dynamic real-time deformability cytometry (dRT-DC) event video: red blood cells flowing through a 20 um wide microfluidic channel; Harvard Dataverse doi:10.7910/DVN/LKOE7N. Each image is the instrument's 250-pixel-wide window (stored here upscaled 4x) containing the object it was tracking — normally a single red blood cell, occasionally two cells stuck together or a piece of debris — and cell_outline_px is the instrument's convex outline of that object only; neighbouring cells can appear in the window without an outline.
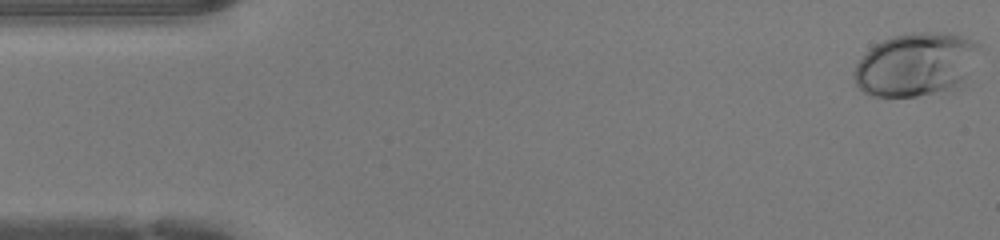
{"species": "human", "species_latin": "Homo sapiens", "temperature_condition": "warm", "stored_images_in_passage": 47, "camera_frame_rate_fps": 3000, "um_per_image_px": 0.085, "donor": {"sex": "female"}, "frame": {"image": 1, "passage_image": 1, "time_ms": 0.0, "image_size_px": [1000, 240], "cell_outline_px": [[980, 48], [960, 84], [932, 92], [916, 96], [872, 96], [864, 92], [856, 84], [852, 76], [856, 64], [876, 44], [892, 36], [912, 32], [944, 32], [960, 36], [980, 44]], "centroid_in_image_um": [77.78, 5.45], "position_along_channel_um": 7.2, "area_um2": 45.08}}
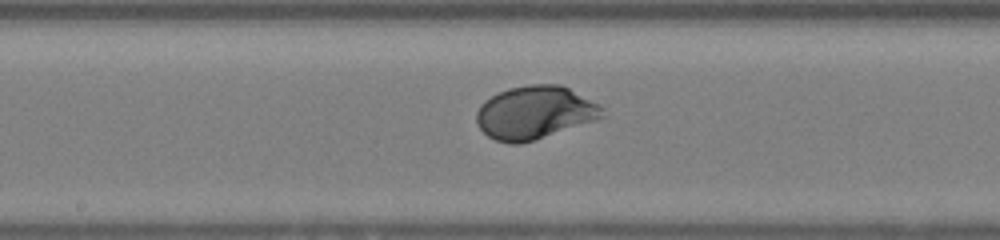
{"frame": {"image": 2, "passage_image": 24, "time_ms": 7.667, "image_size_px": [1000, 240], "cell_outline_px": [[608, 116], [596, 120], [520, 144], [512, 144], [496, 140], [488, 136], [476, 124], [476, 112], [480, 104], [484, 100], [500, 92], [512, 88], [528, 84], [560, 84], [600, 104], [604, 108]], "centroid_in_image_um": [45.48, 9.56], "position_along_channel_um": 202.7, "area_um2": 38.9}}
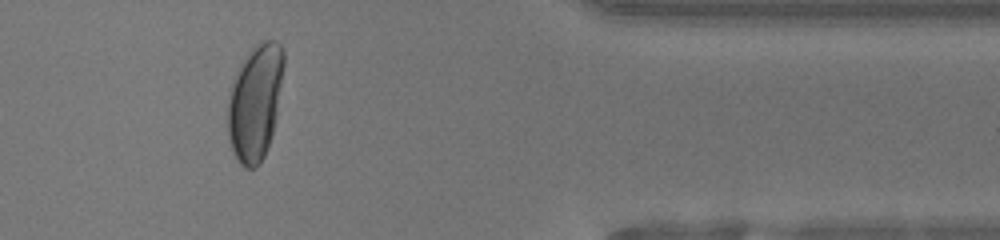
{"frame": {"image": 3, "passage_image": 39, "time_ms": 12.667, "image_size_px": [1000, 240], "cell_outline_px": [[284, 64], [276, 116], [272, 132], [264, 156], [260, 164], [256, 168], [244, 168], [240, 164], [232, 152], [228, 136], [228, 96], [236, 72], [240, 64], [248, 52], [260, 40], [276, 40], [280, 44], [284, 52]], "centroid_in_image_um": [21.68, 8.68], "position_along_channel_um": 389.7, "area_um2": 37.8}, "authors_computed_cell_mechanics": {"area_um2": 39.015, "velocity_mm_per_s": 4.2773, "shape_relaxation_time_tau1_ms": 2.7039, "shape_relaxation_time_tau2_ms": null, "deformation_change_tau1": 0.1901, "deformation_change_tau2": null}}